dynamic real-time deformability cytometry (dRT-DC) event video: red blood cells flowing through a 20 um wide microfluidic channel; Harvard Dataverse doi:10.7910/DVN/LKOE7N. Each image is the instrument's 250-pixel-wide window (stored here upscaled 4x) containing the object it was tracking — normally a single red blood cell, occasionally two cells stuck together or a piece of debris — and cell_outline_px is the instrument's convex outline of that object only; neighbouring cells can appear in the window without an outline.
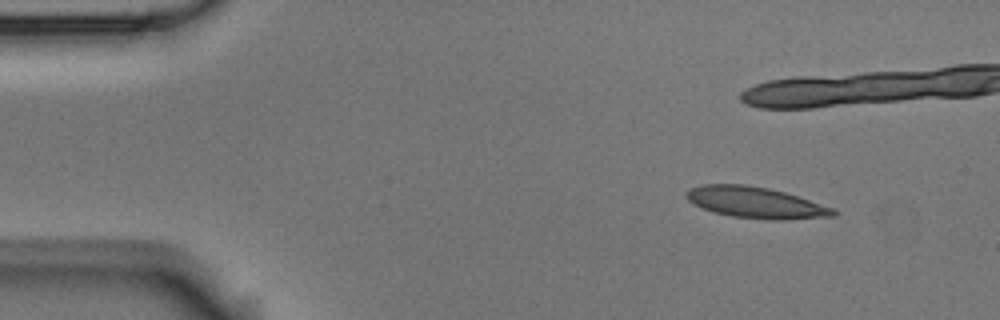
{"species": "Egyptian fruit bat (a non-hibernating species)", "species_latin": "Rousettus aegyptiacus", "temperature_condition": "room temperature", "stored_images_in_passage": 15, "camera_frame_rate_fps": 3000, "um_per_image_px": 0.085, "animal": {"sex": "male"}, "frame": {"image": 1, "passage_image": 1, "time_ms": 0.0, "image_size_px": [1000, 320], "cell_outline_px": [[836, 216], [784, 220], [768, 220], [732, 216], [712, 212], [692, 204], [688, 200], [688, 188], [700, 184], [744, 184], [768, 188], [784, 192], [836, 208]], "centroid_in_image_um": [64.24, 17.22], "position_along_channel_um": 20.8, "area_um2": 26.88}}